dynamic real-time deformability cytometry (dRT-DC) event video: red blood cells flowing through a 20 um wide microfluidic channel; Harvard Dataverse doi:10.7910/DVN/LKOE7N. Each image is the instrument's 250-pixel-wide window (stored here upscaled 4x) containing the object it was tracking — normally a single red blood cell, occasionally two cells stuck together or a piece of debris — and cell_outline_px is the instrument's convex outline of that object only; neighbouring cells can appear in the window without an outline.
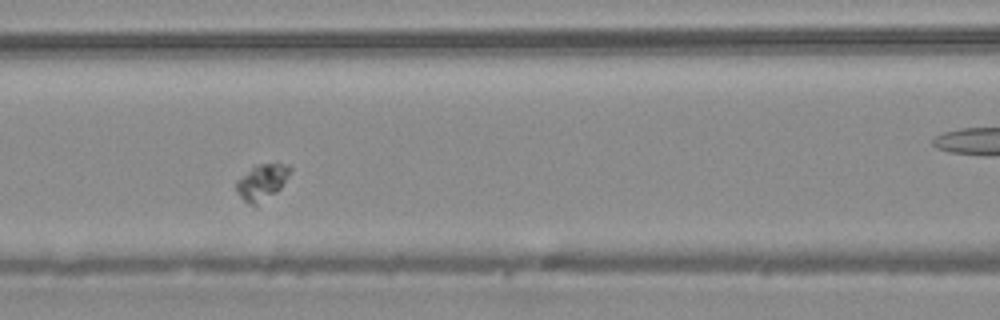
{"species": "common noctule bat (a hibernating species)", "species_latin": "Nyctalus noctula", "temperature_condition": "warm", "stored_images_in_passage": 36, "camera_frame_rate_fps": 3000, "um_per_image_px": 0.085, "animal": {"sex": "male", "body_mass_g": 20.4}, "frame": {"image": 1, "passage_image": 6, "time_ms": 1.667, "image_size_px": [1000, 320], "cell_outline_px": [[292, 168], [288, 176], [280, 188], [276, 192], [256, 208], [244, 200], [240, 196], [236, 188], [236, 180], [256, 164], [288, 164]], "centroid_in_image_um": [22.26, 15.5], "position_along_channel_um": 144.3, "area_um2": 11.27}}
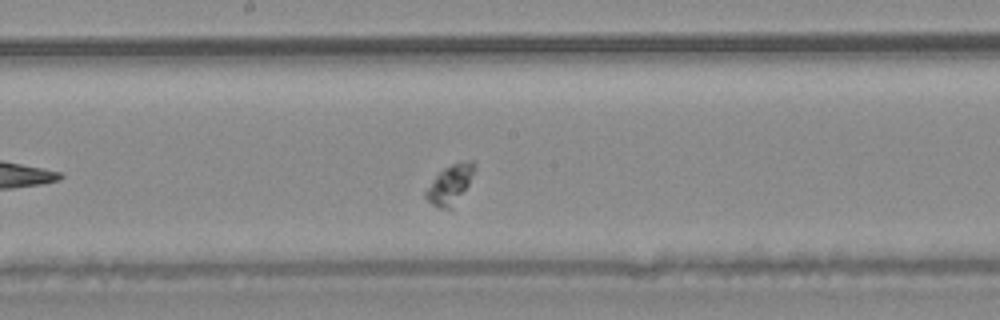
{"frame": {"image": 2, "passage_image": 11, "time_ms": 3.333, "image_size_px": [1000, 320], "cell_outline_px": [[476, 164], [468, 184], [452, 208], [436, 208], [424, 196], [424, 192], [436, 172], [452, 164], [472, 160]], "centroid_in_image_um": [38.19, 15.67], "position_along_channel_um": 210.0, "area_um2": 10.98}}